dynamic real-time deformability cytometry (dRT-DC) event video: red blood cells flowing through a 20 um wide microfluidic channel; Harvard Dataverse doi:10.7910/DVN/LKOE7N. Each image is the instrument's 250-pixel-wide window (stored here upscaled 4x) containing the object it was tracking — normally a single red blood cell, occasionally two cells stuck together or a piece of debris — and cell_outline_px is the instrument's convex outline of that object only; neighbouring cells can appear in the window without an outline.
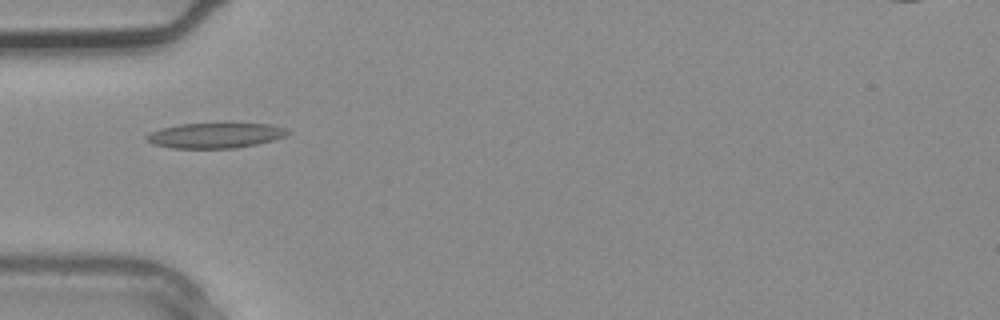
{"species": "common noctule bat (a hibernating species)", "species_latin": "Nyctalus noctula", "temperature_condition": "warm", "stored_images_in_passage": 3, "camera_frame_rate_fps": 3000, "um_per_image_px": 0.085, "animal": {"sex": "male", "body_mass_g": 20.4}, "frame": {"image": 1, "passage_image": 3, "time_ms": 0.667, "image_size_px": [1000, 320], "cell_outline_px": [[292, 132], [284, 136], [272, 140], [256, 144], [236, 148], [172, 148], [152, 144], [144, 140], [144, 136], [160, 128], [180, 124], [268, 124], [288, 128]], "centroid_in_image_um": [18.27, 11.52], "position_along_channel_um": 66.7, "area_um2": 20.69}}